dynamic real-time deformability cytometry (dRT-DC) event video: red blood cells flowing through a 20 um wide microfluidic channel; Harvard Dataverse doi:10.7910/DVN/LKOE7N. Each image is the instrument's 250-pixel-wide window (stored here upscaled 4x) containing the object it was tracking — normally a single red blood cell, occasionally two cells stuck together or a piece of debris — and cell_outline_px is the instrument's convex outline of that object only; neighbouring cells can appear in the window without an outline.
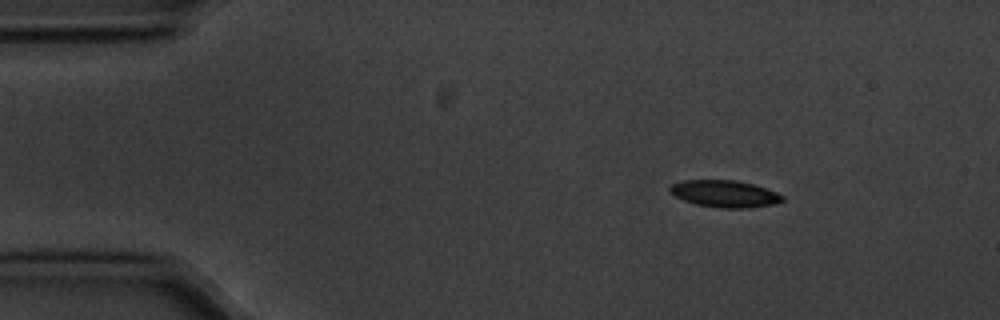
{"species": "common noctule bat (a hibernating species)", "species_latin": "Nyctalus noctula", "temperature_condition": "cold", "stored_images_in_passage": 49, "camera_frame_rate_fps": 3000, "um_per_image_px": 0.085, "animal": {"sex": "male", "body_mass_g": 20.1, "forearm_length_mm": 53.5}, "frame": {"image": 1, "passage_image": 1, "time_ms": 0.0, "image_size_px": [1000, 320], "cell_outline_px": [[784, 200], [776, 204], [748, 208], [720, 208], [696, 204], [684, 200], [668, 192], [668, 188], [672, 184], [680, 180], [736, 180], [752, 184], [776, 192], [784, 196]], "centroid_in_image_um": [61.58, 16.47], "position_along_channel_um": 23.4, "area_um2": 17.74}}
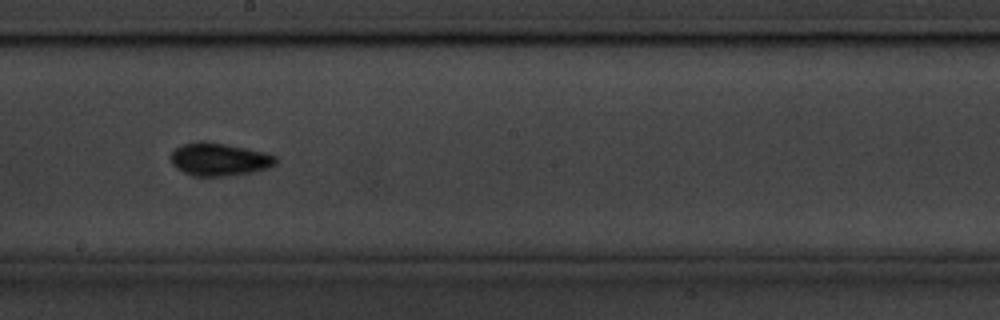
{"frame": {"image": 2, "passage_image": 24, "time_ms": 7.667, "image_size_px": [1000, 320], "cell_outline_px": [[276, 164], [268, 168], [252, 172], [224, 176], [196, 176], [184, 172], [176, 168], [168, 160], [168, 156], [180, 144], [224, 144], [264, 152], [276, 156]], "centroid_in_image_um": [18.62, 13.58], "position_along_channel_um": 229.6, "area_um2": 19.54}}
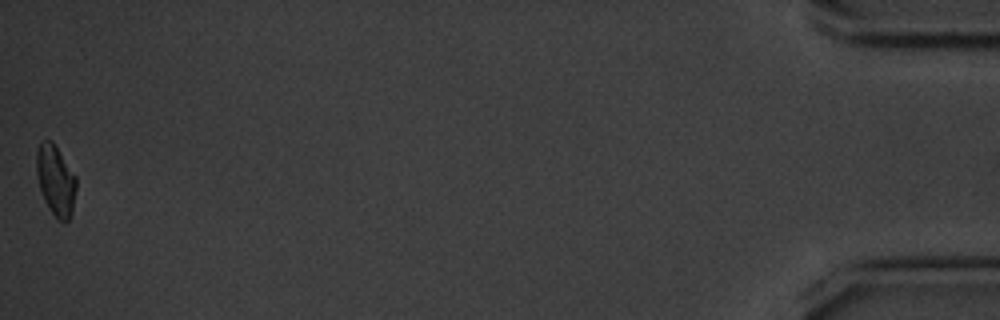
{"frame": {"image": 3, "passage_image": 49, "time_ms": 16.0, "image_size_px": [1000, 320], "cell_outline_px": [[76, 188], [72, 212], [68, 220], [60, 220], [52, 212], [44, 200], [36, 176], [36, 152], [40, 140], [52, 140], [76, 176]], "centroid_in_image_um": [4.71, 15.27], "position_along_channel_um": 430.5, "area_um2": 16.24}, "authors_computed_cell_mechanics": {"area_um2": 17.6868, "velocity_mm_per_s": 3.5754, "shape_relaxation_time_tau1_ms": 2.6533, "shape_relaxation_time_tau2_ms": null, "deformation_change_tau1": 0.1004, "deformation_change_tau2": null}}